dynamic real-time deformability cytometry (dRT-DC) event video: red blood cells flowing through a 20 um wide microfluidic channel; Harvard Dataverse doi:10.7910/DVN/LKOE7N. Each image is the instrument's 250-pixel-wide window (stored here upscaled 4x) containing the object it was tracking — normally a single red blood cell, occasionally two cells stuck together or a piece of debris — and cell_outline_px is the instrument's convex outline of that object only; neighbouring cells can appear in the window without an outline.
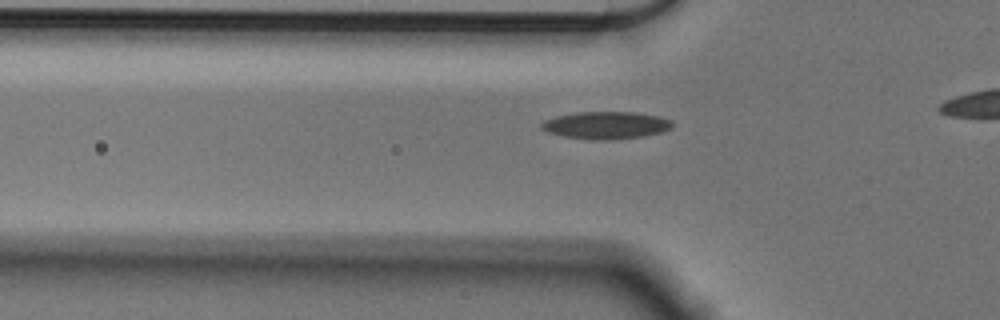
{"species": "Egyptian fruit bat (a non-hibernating species)", "species_latin": "Rousettus aegyptiacus", "temperature_condition": "cold", "stored_images_in_passage": 41, "camera_frame_rate_fps": 3000, "um_per_image_px": 0.085, "animal": {"sex": "male"}, "frame": {"image": 1, "passage_image": 14, "time_ms": 4.333, "image_size_px": [1000, 320], "cell_outline_px": [[672, 128], [660, 132], [640, 136], [612, 140], [592, 140], [564, 136], [548, 132], [540, 128], [540, 124], [544, 120], [556, 116], [576, 112], [636, 112], [660, 116], [672, 120]], "centroid_in_image_um": [51.49, 10.64], "position_along_channel_um": 74.3, "area_um2": 20.92}}
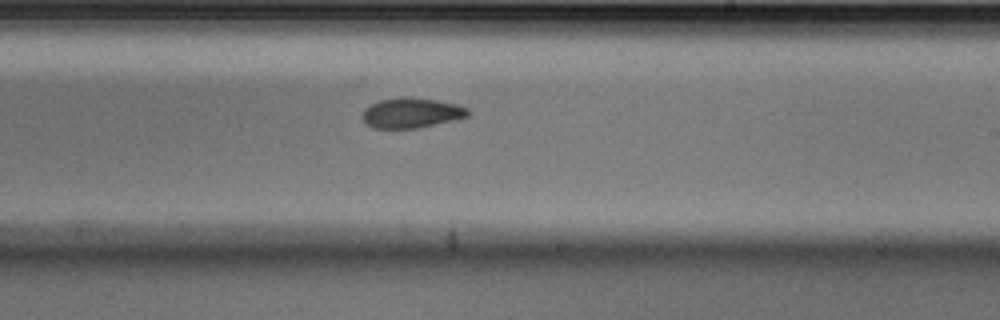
{"frame": {"image": 2, "passage_image": 29, "time_ms": 9.333, "image_size_px": [1000, 320], "cell_outline_px": [[468, 116], [452, 120], [416, 128], [372, 128], [364, 120], [364, 108], [380, 100], [400, 96], [432, 100], [456, 104], [468, 108]], "centroid_in_image_um": [34.95, 9.59], "position_along_channel_um": 254.1, "area_um2": 18.03}}
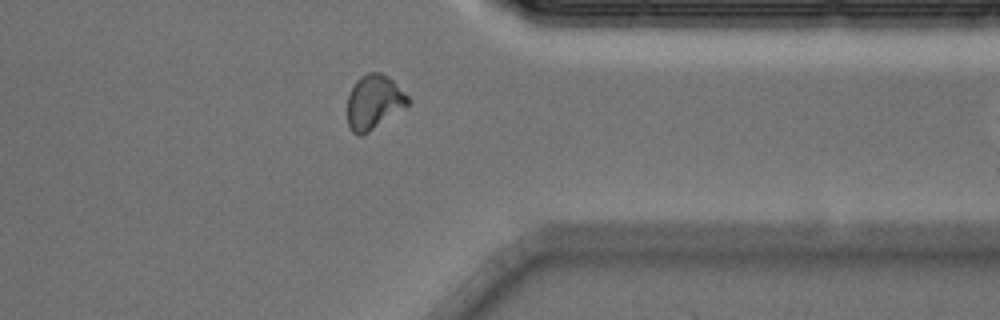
{"frame": {"image": 3, "passage_image": 40, "time_ms": 13.0, "image_size_px": [1000, 320], "cell_outline_px": [[412, 100], [408, 104], [368, 132], [360, 136], [356, 136], [348, 128], [348, 96], [356, 80], [360, 76], [368, 72], [380, 72], [388, 76]], "centroid_in_image_um": [31.75, 8.66], "position_along_channel_um": 379.6, "area_um2": 18.96}}